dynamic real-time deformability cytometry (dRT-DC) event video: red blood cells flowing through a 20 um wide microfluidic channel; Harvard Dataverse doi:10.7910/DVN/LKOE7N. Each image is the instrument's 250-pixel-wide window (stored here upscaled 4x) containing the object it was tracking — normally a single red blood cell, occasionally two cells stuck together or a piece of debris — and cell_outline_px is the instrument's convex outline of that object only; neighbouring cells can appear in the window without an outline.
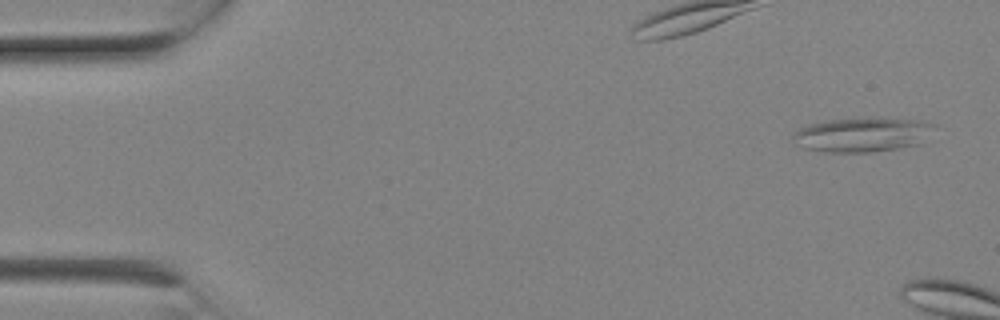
{"species": "Egyptian fruit bat (a non-hibernating species)", "species_latin": "Rousettus aegyptiacus", "temperature_condition": "room temperature", "stored_images_in_passage": 3, "camera_frame_rate_fps": 3000, "um_per_image_px": 0.085, "animal": {"sex": "female"}, "frame": {"image": 1, "passage_image": 1, "time_ms": 0.0, "image_size_px": [1000, 320], "cell_outline_px": [[936, 124], [924, 144], [900, 148], [872, 152], [824, 152], [804, 148], [796, 144], [792, 140], [792, 132], [808, 124], [828, 120], [856, 116], [880, 116], [924, 120]], "centroid_in_image_um": [73.35, 11.41], "position_along_channel_um": 11.6, "area_um2": 29.71}}